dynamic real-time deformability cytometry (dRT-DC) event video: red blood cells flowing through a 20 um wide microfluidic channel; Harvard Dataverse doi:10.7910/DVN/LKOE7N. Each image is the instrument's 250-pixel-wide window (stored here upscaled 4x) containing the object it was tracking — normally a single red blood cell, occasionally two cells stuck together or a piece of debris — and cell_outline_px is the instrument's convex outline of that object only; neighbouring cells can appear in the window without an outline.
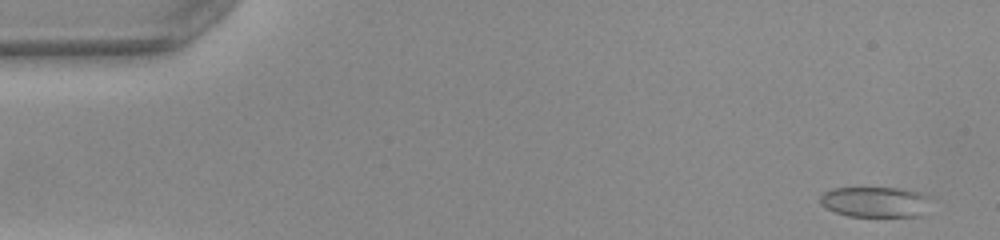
{"species": "common noctule bat (a hibernating species)", "species_latin": "Nyctalus noctula", "temperature_condition": "warm", "stored_images_in_passage": 43, "camera_frame_rate_fps": 3000, "um_per_image_px": 0.085, "animal": {"sex": "female", "body_mass_g": 22.0, "forearm_length_mm": 56.7}, "frame": {"image": 1, "passage_image": 3, "time_ms": 0.667, "image_size_px": [1000, 240], "cell_outline_px": [[928, 196], [920, 216], [848, 216], [836, 212], [820, 204], [820, 196], [824, 192], [832, 188], [904, 188], [920, 192]], "centroid_in_image_um": [74.32, 17.15], "position_along_channel_um": 10.7, "area_um2": 19.31}}
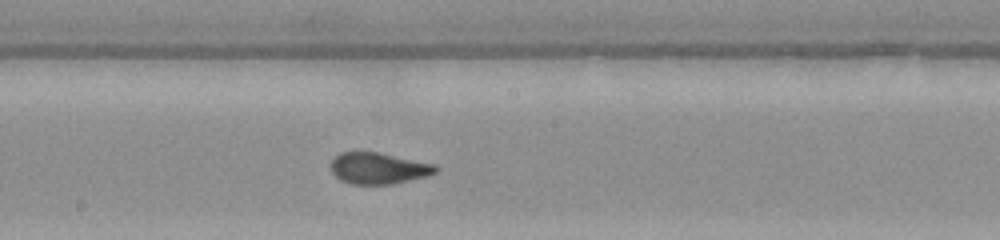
{"frame": {"image": 2, "passage_image": 28, "time_ms": 9.0, "image_size_px": [1000, 240], "cell_outline_px": [[440, 168], [436, 172], [424, 176], [392, 184], [352, 184], [340, 180], [328, 168], [328, 164], [340, 152], [376, 152], [436, 164]], "centroid_in_image_um": [32.12, 14.3], "position_along_channel_um": 216.1, "area_um2": 19.13}}
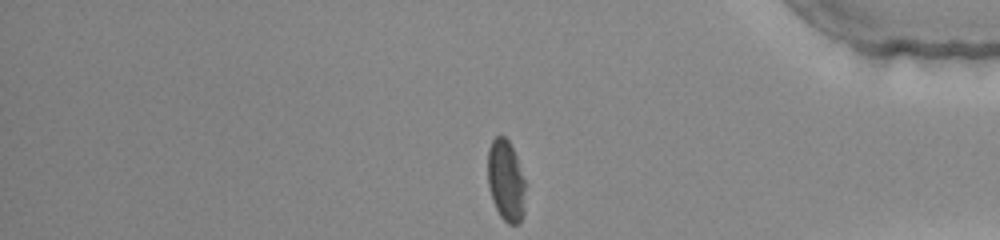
{"frame": {"image": 3, "passage_image": 43, "time_ms": 14.0, "image_size_px": [1000, 240], "cell_outline_px": [[524, 216], [520, 224], [508, 224], [500, 216], [492, 200], [488, 184], [488, 148], [492, 140], [496, 136], [504, 136], [508, 140], [516, 156], [524, 180]], "centroid_in_image_um": [42.99, 15.38], "position_along_channel_um": 392.2, "area_um2": 17.8}, "authors_computed_cell_mechanics": {"area_um2": 19.5942, "velocity_mm_per_s": 4.0173, "shape_relaxation_time_tau1_ms": 4.6588, "shape_relaxation_time_tau2_ms": 0.7915, "deformation_change_tau1": 0.1596, "deformation_change_tau2": 0.0491}}